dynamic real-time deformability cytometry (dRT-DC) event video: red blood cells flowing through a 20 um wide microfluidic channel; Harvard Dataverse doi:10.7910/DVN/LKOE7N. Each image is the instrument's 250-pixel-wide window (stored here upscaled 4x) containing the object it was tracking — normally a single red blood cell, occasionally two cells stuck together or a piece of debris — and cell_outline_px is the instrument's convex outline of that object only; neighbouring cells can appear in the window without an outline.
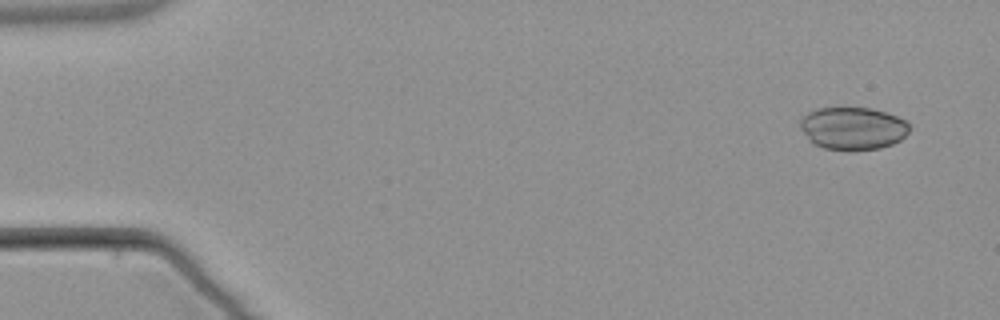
{"species": "common noctule bat (a hibernating species)", "species_latin": "Nyctalus noctula", "temperature_condition": "warm", "stored_images_in_passage": 4, "camera_frame_rate_fps": 3000, "um_per_image_px": 0.085, "animal": {"sex": "male", "body_mass_g": 21.5, "forearm_length_mm": 52.0}, "frame": {"image": 1, "passage_image": 1, "time_ms": 0.0, "image_size_px": [1000, 320], "cell_outline_px": [[912, 128], [900, 140], [892, 144], [880, 148], [848, 152], [824, 148], [812, 144], [808, 140], [800, 128], [800, 120], [808, 112], [816, 108], [872, 108], [896, 116], [904, 120]], "centroid_in_image_um": [72.47, 10.93], "position_along_channel_um": 12.5, "area_um2": 27.51}}
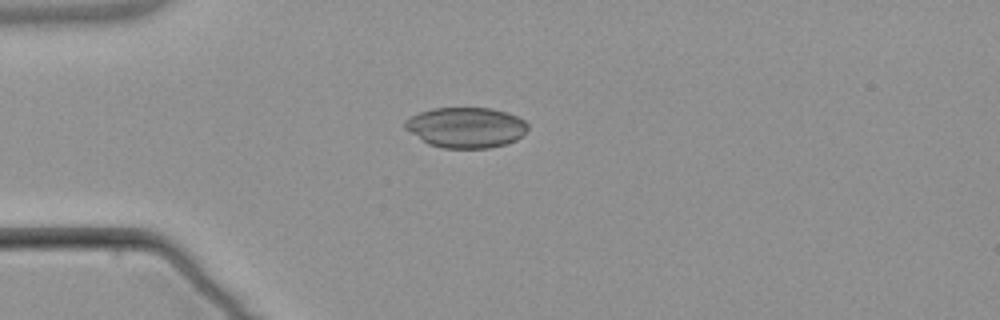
{"frame": {"image": 2, "passage_image": 3, "time_ms": 3.667, "image_size_px": [1000, 320], "cell_outline_px": [[528, 128], [516, 140], [504, 144], [488, 148], [444, 148], [428, 144], [404, 128], [404, 120], [420, 112], [432, 108], [492, 108], [508, 112], [524, 120], [528, 124]], "centroid_in_image_um": [39.6, 10.83], "position_along_channel_um": 45.4, "area_um2": 28.9}}
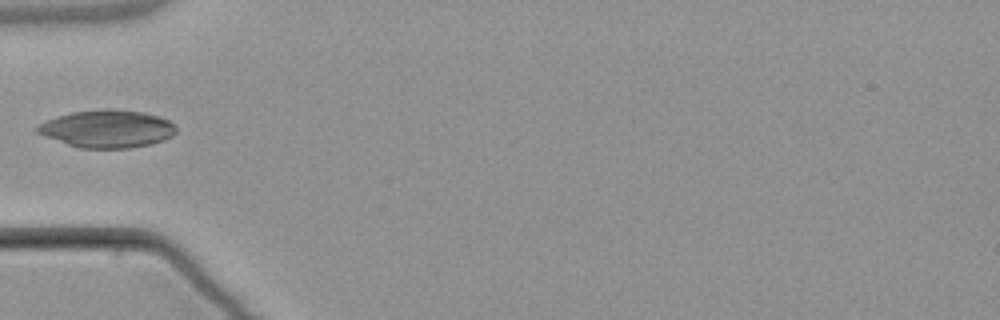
{"frame": {"image": 3, "passage_image": 4, "time_ms": 5.0, "image_size_px": [1000, 320], "cell_outline_px": [[176, 132], [172, 136], [164, 140], [152, 144], [128, 148], [80, 148], [44, 136], [36, 132], [36, 128], [40, 124], [48, 120], [72, 112], [100, 108], [108, 108], [144, 112], [168, 120], [176, 124]], "centroid_in_image_um": [9.15, 10.94], "position_along_channel_um": 75.8, "area_um2": 30.4}}